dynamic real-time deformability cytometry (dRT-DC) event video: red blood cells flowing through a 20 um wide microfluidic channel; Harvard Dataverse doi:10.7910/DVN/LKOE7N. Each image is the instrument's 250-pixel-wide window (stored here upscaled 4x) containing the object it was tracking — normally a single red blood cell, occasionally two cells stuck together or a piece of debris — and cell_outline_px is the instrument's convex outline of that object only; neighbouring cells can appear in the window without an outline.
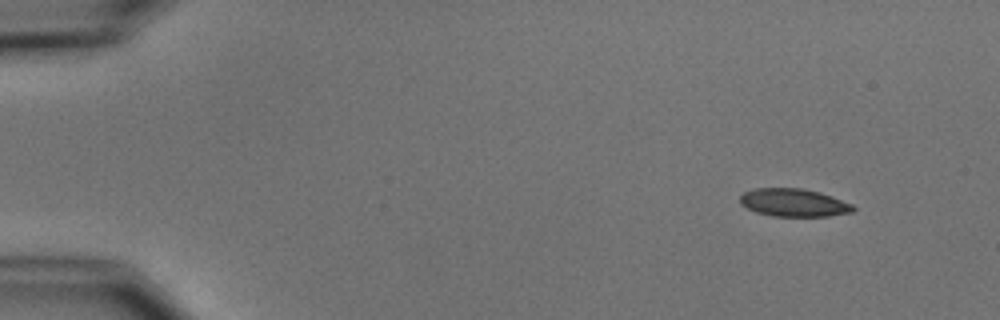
{"species": "common noctule bat (a hibernating species)", "species_latin": "Nyctalus noctula", "temperature_condition": "cold", "stored_images_in_passage": 5, "segment_of_instrument_passage": [1, 2], "camera_frame_rate_fps": 3000, "um_per_image_px": 0.085, "animal": {"sex": "male", "body_mass_g": 15.6}, "frame": {"image": 1, "passage_image": 1, "time_ms": 0.0, "image_size_px": [1000, 320], "cell_outline_px": [[856, 208], [852, 212], [828, 216], [772, 216], [756, 212], [740, 204], [740, 196], [744, 192], [756, 188], [804, 188], [820, 192], [832, 196], [852, 204]], "centroid_in_image_um": [67.47, 17.22], "position_along_channel_um": 17.5, "area_um2": 18.44}}